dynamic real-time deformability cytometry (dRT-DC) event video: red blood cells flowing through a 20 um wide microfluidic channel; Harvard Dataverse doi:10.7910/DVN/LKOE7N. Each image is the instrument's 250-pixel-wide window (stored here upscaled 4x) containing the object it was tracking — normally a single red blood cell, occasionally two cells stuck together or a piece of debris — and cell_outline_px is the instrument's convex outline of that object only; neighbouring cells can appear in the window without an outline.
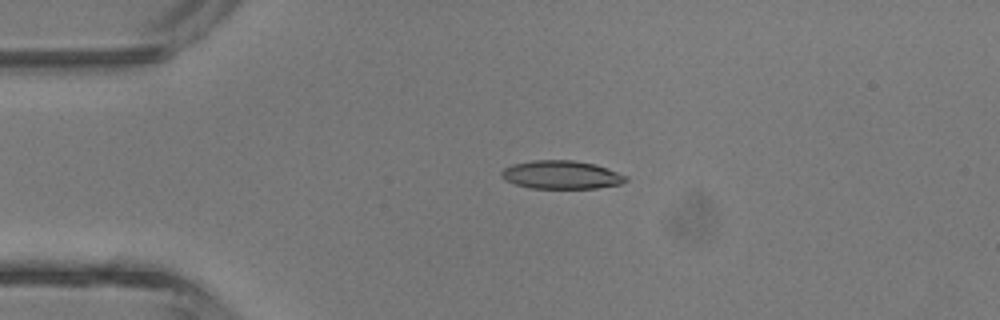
{"species": "common noctule bat (a hibernating species)", "species_latin": "Nyctalus noctula", "temperature_condition": "room temperature", "stored_images_in_passage": 3, "camera_frame_rate_fps": 3000, "um_per_image_px": 0.085, "animal": {"sex": "male", "body_mass_g": 13.3}, "frame": {"image": 1, "passage_image": 3, "time_ms": 2.333, "image_size_px": [1000, 320], "cell_outline_px": [[628, 180], [620, 184], [596, 188], [532, 188], [516, 184], [504, 180], [500, 176], [500, 172], [504, 168], [512, 164], [532, 160], [572, 160], [596, 164], [608, 168], [628, 176]], "centroid_in_image_um": [47.71, 14.85], "position_along_channel_um": 37.3, "area_um2": 20.63}}